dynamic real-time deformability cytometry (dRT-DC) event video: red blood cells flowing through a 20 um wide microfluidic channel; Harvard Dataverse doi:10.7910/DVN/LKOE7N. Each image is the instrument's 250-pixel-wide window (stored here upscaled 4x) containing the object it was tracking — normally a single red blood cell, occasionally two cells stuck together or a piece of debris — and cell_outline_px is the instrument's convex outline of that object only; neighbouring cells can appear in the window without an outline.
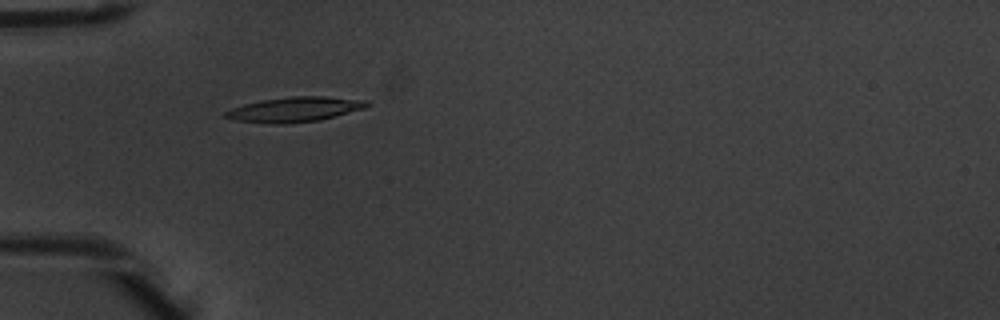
{"species": "common noctule bat (a hibernating species)", "species_latin": "Nyctalus noctula", "temperature_condition": "warm", "stored_images_in_passage": 5, "camera_frame_rate_fps": 3000, "um_per_image_px": 0.085, "animal": {"sex": "male", "body_mass_g": 20.1, "forearm_length_mm": 53.5}, "frame": {"image": 1, "passage_image": 5, "time_ms": 1.333, "image_size_px": [1000, 320], "cell_outline_px": [[368, 104], [364, 108], [320, 120], [284, 124], [276, 124], [236, 120], [224, 116], [224, 112], [232, 108], [244, 104], [264, 100], [292, 96], [324, 96], [368, 100]], "centroid_in_image_um": [25.05, 9.3], "position_along_channel_um": 59.9, "area_um2": 20.23}}